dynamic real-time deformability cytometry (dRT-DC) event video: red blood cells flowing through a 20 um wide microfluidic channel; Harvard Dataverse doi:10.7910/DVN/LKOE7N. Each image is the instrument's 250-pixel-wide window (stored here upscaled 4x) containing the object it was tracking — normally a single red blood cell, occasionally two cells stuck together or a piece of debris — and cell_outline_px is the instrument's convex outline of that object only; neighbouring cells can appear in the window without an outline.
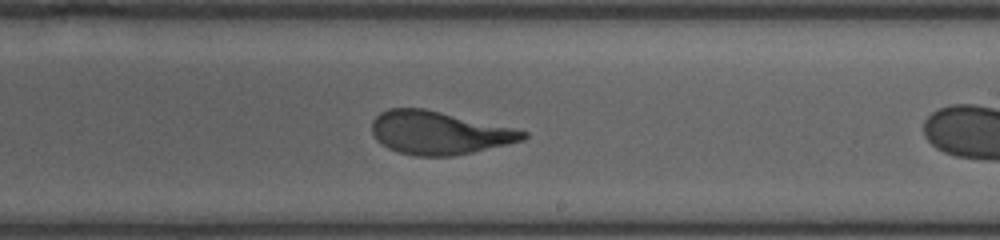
{"species": "human", "species_latin": "Homo sapiens", "temperature_condition": "room temperature", "stored_images_in_passage": 50, "camera_frame_rate_fps": 3000, "um_per_image_px": 0.085, "donor": {"sex": "female"}, "frame": {"image": 1, "passage_image": 18, "time_ms": 3.667, "image_size_px": [1000, 240], "cell_outline_px": [[528, 136], [524, 140], [508, 144], [472, 152], [452, 156], [416, 156], [396, 152], [388, 148], [376, 140], [372, 132], [372, 120], [380, 112], [388, 108], [424, 108], [512, 128], [528, 132]], "centroid_in_image_um": [37.27, 11.29], "position_along_channel_um": 251.7, "area_um2": 37.86}}
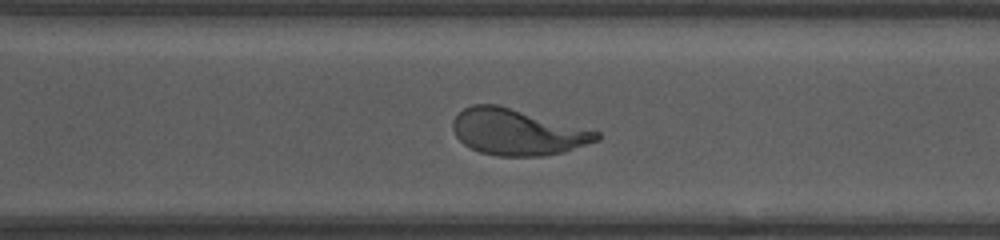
{"frame": {"image": 2, "passage_image": 31, "time_ms": 5.667, "image_size_px": [1000, 240], "cell_outline_px": [[600, 140], [564, 152], [544, 156], [500, 156], [480, 152], [464, 144], [456, 136], [452, 128], [452, 120], [464, 108], [472, 104], [496, 104], [600, 132]], "centroid_in_image_um": [43.96, 11.23], "position_along_channel_um": 326.6, "area_um2": 38.38}}
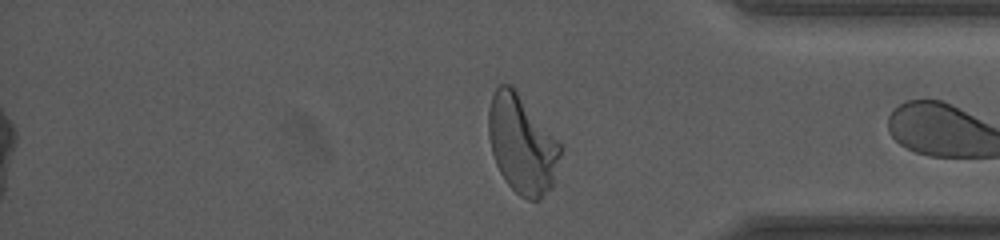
{"frame": {"image": 3, "passage_image": 45, "time_ms": 7.667, "image_size_px": [1000, 240], "cell_outline_px": [[564, 148], [556, 180], [552, 188], [540, 200], [528, 200], [520, 196], [504, 180], [496, 164], [492, 152], [488, 136], [488, 112], [492, 96], [496, 88], [500, 84], [512, 84]], "centroid_in_image_um": [44.4, 12.3], "position_along_channel_um": 390.8, "area_um2": 41.79}}